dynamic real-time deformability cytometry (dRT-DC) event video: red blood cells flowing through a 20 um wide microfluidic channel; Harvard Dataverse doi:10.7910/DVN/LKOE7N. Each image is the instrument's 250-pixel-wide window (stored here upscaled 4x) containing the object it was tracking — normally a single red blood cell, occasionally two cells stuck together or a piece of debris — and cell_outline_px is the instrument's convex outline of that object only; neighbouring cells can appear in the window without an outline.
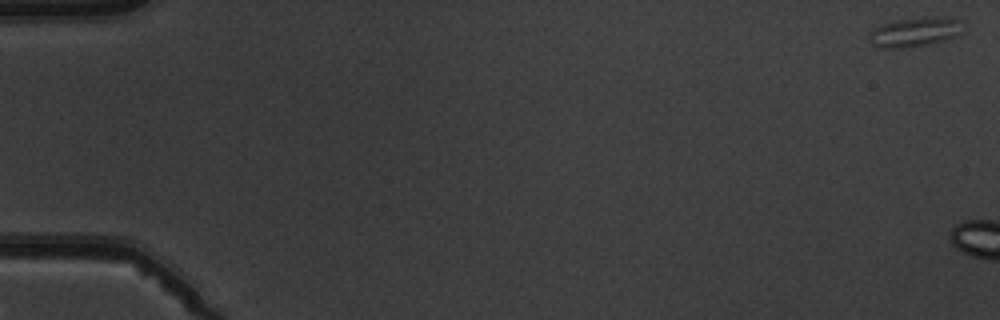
{"species": "common noctule bat (a hibernating species)", "species_latin": "Nyctalus noctula", "temperature_condition": "warm", "stored_images_in_passage": 3, "camera_frame_rate_fps": 3000, "um_per_image_px": 0.085, "animal": {"sex": "male", "body_mass_g": 19.5, "forearm_length_mm": 54.6}, "frame": {"image": 1, "passage_image": 1, "time_ms": 0.0, "image_size_px": [1000, 320], "cell_outline_px": [[960, 32], [944, 40], [928, 44], [900, 48], [880, 48], [872, 44], [868, 40], [868, 36], [872, 28], [880, 24], [896, 20], [924, 16], [936, 16], [960, 20]], "centroid_in_image_um": [77.65, 2.71], "position_along_channel_um": 7.4, "area_um2": 16.01}}